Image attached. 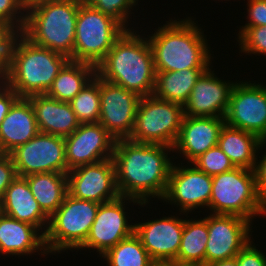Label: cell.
Wrapping results in <instances>:
<instances>
[{
	"label": "cell",
	"mask_w": 266,
	"mask_h": 266,
	"mask_svg": "<svg viewBox=\"0 0 266 266\" xmlns=\"http://www.w3.org/2000/svg\"><path fill=\"white\" fill-rule=\"evenodd\" d=\"M254 173L256 177V188L259 197L266 205V154L260 162H256Z\"/></svg>",
	"instance_id": "cell-41"
},
{
	"label": "cell",
	"mask_w": 266,
	"mask_h": 266,
	"mask_svg": "<svg viewBox=\"0 0 266 266\" xmlns=\"http://www.w3.org/2000/svg\"><path fill=\"white\" fill-rule=\"evenodd\" d=\"M234 84L215 77L208 68L194 85L184 105V115L225 118Z\"/></svg>",
	"instance_id": "cell-19"
},
{
	"label": "cell",
	"mask_w": 266,
	"mask_h": 266,
	"mask_svg": "<svg viewBox=\"0 0 266 266\" xmlns=\"http://www.w3.org/2000/svg\"><path fill=\"white\" fill-rule=\"evenodd\" d=\"M26 5L31 1V0H22Z\"/></svg>",
	"instance_id": "cell-46"
},
{
	"label": "cell",
	"mask_w": 266,
	"mask_h": 266,
	"mask_svg": "<svg viewBox=\"0 0 266 266\" xmlns=\"http://www.w3.org/2000/svg\"><path fill=\"white\" fill-rule=\"evenodd\" d=\"M205 266H238L236 256L233 258L225 259V260H219L214 261L209 264H206Z\"/></svg>",
	"instance_id": "cell-42"
},
{
	"label": "cell",
	"mask_w": 266,
	"mask_h": 266,
	"mask_svg": "<svg viewBox=\"0 0 266 266\" xmlns=\"http://www.w3.org/2000/svg\"><path fill=\"white\" fill-rule=\"evenodd\" d=\"M68 61L66 56L35 45L19 32L12 45L10 69L4 83L19 97L46 94Z\"/></svg>",
	"instance_id": "cell-4"
},
{
	"label": "cell",
	"mask_w": 266,
	"mask_h": 266,
	"mask_svg": "<svg viewBox=\"0 0 266 266\" xmlns=\"http://www.w3.org/2000/svg\"><path fill=\"white\" fill-rule=\"evenodd\" d=\"M225 123L266 140V86L236 82L230 94Z\"/></svg>",
	"instance_id": "cell-11"
},
{
	"label": "cell",
	"mask_w": 266,
	"mask_h": 266,
	"mask_svg": "<svg viewBox=\"0 0 266 266\" xmlns=\"http://www.w3.org/2000/svg\"><path fill=\"white\" fill-rule=\"evenodd\" d=\"M241 51L245 53L266 54V25L242 27L239 31Z\"/></svg>",
	"instance_id": "cell-34"
},
{
	"label": "cell",
	"mask_w": 266,
	"mask_h": 266,
	"mask_svg": "<svg viewBox=\"0 0 266 266\" xmlns=\"http://www.w3.org/2000/svg\"><path fill=\"white\" fill-rule=\"evenodd\" d=\"M123 200H132L133 203L143 205L134 198L123 196L99 204L90 233L79 249H97V252L104 255L110 248L134 233L135 225H129L127 222Z\"/></svg>",
	"instance_id": "cell-16"
},
{
	"label": "cell",
	"mask_w": 266,
	"mask_h": 266,
	"mask_svg": "<svg viewBox=\"0 0 266 266\" xmlns=\"http://www.w3.org/2000/svg\"><path fill=\"white\" fill-rule=\"evenodd\" d=\"M10 156L17 176L34 173L68 172L63 137L39 132L25 144L17 146Z\"/></svg>",
	"instance_id": "cell-10"
},
{
	"label": "cell",
	"mask_w": 266,
	"mask_h": 266,
	"mask_svg": "<svg viewBox=\"0 0 266 266\" xmlns=\"http://www.w3.org/2000/svg\"><path fill=\"white\" fill-rule=\"evenodd\" d=\"M68 171L113 157L115 139L103 125L80 123L79 127L64 138Z\"/></svg>",
	"instance_id": "cell-15"
},
{
	"label": "cell",
	"mask_w": 266,
	"mask_h": 266,
	"mask_svg": "<svg viewBox=\"0 0 266 266\" xmlns=\"http://www.w3.org/2000/svg\"><path fill=\"white\" fill-rule=\"evenodd\" d=\"M124 31L125 29L116 20L80 3L73 55L69 60L96 67Z\"/></svg>",
	"instance_id": "cell-8"
},
{
	"label": "cell",
	"mask_w": 266,
	"mask_h": 266,
	"mask_svg": "<svg viewBox=\"0 0 266 266\" xmlns=\"http://www.w3.org/2000/svg\"><path fill=\"white\" fill-rule=\"evenodd\" d=\"M16 177L17 173L12 157L10 154L0 153V200Z\"/></svg>",
	"instance_id": "cell-37"
},
{
	"label": "cell",
	"mask_w": 266,
	"mask_h": 266,
	"mask_svg": "<svg viewBox=\"0 0 266 266\" xmlns=\"http://www.w3.org/2000/svg\"><path fill=\"white\" fill-rule=\"evenodd\" d=\"M209 208L213 214L236 215L249 221L255 215L266 214V205L256 188L254 170L235 167L212 176Z\"/></svg>",
	"instance_id": "cell-6"
},
{
	"label": "cell",
	"mask_w": 266,
	"mask_h": 266,
	"mask_svg": "<svg viewBox=\"0 0 266 266\" xmlns=\"http://www.w3.org/2000/svg\"><path fill=\"white\" fill-rule=\"evenodd\" d=\"M80 3V0H75L26 6L27 15L21 33L35 45L70 59Z\"/></svg>",
	"instance_id": "cell-5"
},
{
	"label": "cell",
	"mask_w": 266,
	"mask_h": 266,
	"mask_svg": "<svg viewBox=\"0 0 266 266\" xmlns=\"http://www.w3.org/2000/svg\"><path fill=\"white\" fill-rule=\"evenodd\" d=\"M0 212L39 230L45 223L49 224V217L40 208L26 178L22 176H17L7 187L0 200Z\"/></svg>",
	"instance_id": "cell-23"
},
{
	"label": "cell",
	"mask_w": 266,
	"mask_h": 266,
	"mask_svg": "<svg viewBox=\"0 0 266 266\" xmlns=\"http://www.w3.org/2000/svg\"><path fill=\"white\" fill-rule=\"evenodd\" d=\"M14 28L11 25L0 22V80H2V83L8 77L12 45L17 37L16 34H19L18 30Z\"/></svg>",
	"instance_id": "cell-35"
},
{
	"label": "cell",
	"mask_w": 266,
	"mask_h": 266,
	"mask_svg": "<svg viewBox=\"0 0 266 266\" xmlns=\"http://www.w3.org/2000/svg\"><path fill=\"white\" fill-rule=\"evenodd\" d=\"M266 140L226 123L221 129L218 146L228 156L235 167L254 170L256 150L265 146Z\"/></svg>",
	"instance_id": "cell-25"
},
{
	"label": "cell",
	"mask_w": 266,
	"mask_h": 266,
	"mask_svg": "<svg viewBox=\"0 0 266 266\" xmlns=\"http://www.w3.org/2000/svg\"><path fill=\"white\" fill-rule=\"evenodd\" d=\"M33 107L39 131L60 137L71 135L80 125L70 103L47 94L27 97Z\"/></svg>",
	"instance_id": "cell-21"
},
{
	"label": "cell",
	"mask_w": 266,
	"mask_h": 266,
	"mask_svg": "<svg viewBox=\"0 0 266 266\" xmlns=\"http://www.w3.org/2000/svg\"><path fill=\"white\" fill-rule=\"evenodd\" d=\"M168 149L173 148L129 139L116 140L112 158L120 196L134 198L144 205L151 195L162 199L173 166L165 153Z\"/></svg>",
	"instance_id": "cell-1"
},
{
	"label": "cell",
	"mask_w": 266,
	"mask_h": 266,
	"mask_svg": "<svg viewBox=\"0 0 266 266\" xmlns=\"http://www.w3.org/2000/svg\"><path fill=\"white\" fill-rule=\"evenodd\" d=\"M137 0H80V2L87 7L95 8L101 11L104 15L116 20L125 30V24L129 16L130 8Z\"/></svg>",
	"instance_id": "cell-33"
},
{
	"label": "cell",
	"mask_w": 266,
	"mask_h": 266,
	"mask_svg": "<svg viewBox=\"0 0 266 266\" xmlns=\"http://www.w3.org/2000/svg\"><path fill=\"white\" fill-rule=\"evenodd\" d=\"M169 266H192V265H183V264H177L174 262L169 263Z\"/></svg>",
	"instance_id": "cell-45"
},
{
	"label": "cell",
	"mask_w": 266,
	"mask_h": 266,
	"mask_svg": "<svg viewBox=\"0 0 266 266\" xmlns=\"http://www.w3.org/2000/svg\"><path fill=\"white\" fill-rule=\"evenodd\" d=\"M95 74L94 65L69 60L59 71L46 94L56 100L69 103Z\"/></svg>",
	"instance_id": "cell-28"
},
{
	"label": "cell",
	"mask_w": 266,
	"mask_h": 266,
	"mask_svg": "<svg viewBox=\"0 0 266 266\" xmlns=\"http://www.w3.org/2000/svg\"><path fill=\"white\" fill-rule=\"evenodd\" d=\"M30 100L19 97L0 125V153L9 154L39 133Z\"/></svg>",
	"instance_id": "cell-22"
},
{
	"label": "cell",
	"mask_w": 266,
	"mask_h": 266,
	"mask_svg": "<svg viewBox=\"0 0 266 266\" xmlns=\"http://www.w3.org/2000/svg\"><path fill=\"white\" fill-rule=\"evenodd\" d=\"M38 231L37 227L0 212V253L19 256L44 249L42 253L47 254L45 235Z\"/></svg>",
	"instance_id": "cell-24"
},
{
	"label": "cell",
	"mask_w": 266,
	"mask_h": 266,
	"mask_svg": "<svg viewBox=\"0 0 266 266\" xmlns=\"http://www.w3.org/2000/svg\"><path fill=\"white\" fill-rule=\"evenodd\" d=\"M125 30L107 56L96 66V74L111 83L143 96L152 95L156 70L148 38Z\"/></svg>",
	"instance_id": "cell-2"
},
{
	"label": "cell",
	"mask_w": 266,
	"mask_h": 266,
	"mask_svg": "<svg viewBox=\"0 0 266 266\" xmlns=\"http://www.w3.org/2000/svg\"><path fill=\"white\" fill-rule=\"evenodd\" d=\"M102 257L109 266H152L155 263L135 233L110 248Z\"/></svg>",
	"instance_id": "cell-30"
},
{
	"label": "cell",
	"mask_w": 266,
	"mask_h": 266,
	"mask_svg": "<svg viewBox=\"0 0 266 266\" xmlns=\"http://www.w3.org/2000/svg\"><path fill=\"white\" fill-rule=\"evenodd\" d=\"M99 203L82 200L69 193L60 207L49 217L46 225L45 246L47 252L77 248L85 243L95 220Z\"/></svg>",
	"instance_id": "cell-7"
},
{
	"label": "cell",
	"mask_w": 266,
	"mask_h": 266,
	"mask_svg": "<svg viewBox=\"0 0 266 266\" xmlns=\"http://www.w3.org/2000/svg\"><path fill=\"white\" fill-rule=\"evenodd\" d=\"M208 68H192L179 71L156 72L152 95L158 99L171 101L184 106L191 91Z\"/></svg>",
	"instance_id": "cell-26"
},
{
	"label": "cell",
	"mask_w": 266,
	"mask_h": 266,
	"mask_svg": "<svg viewBox=\"0 0 266 266\" xmlns=\"http://www.w3.org/2000/svg\"><path fill=\"white\" fill-rule=\"evenodd\" d=\"M225 124L221 117H193L185 115L179 136L173 147L193 162L201 154L218 145L219 135Z\"/></svg>",
	"instance_id": "cell-20"
},
{
	"label": "cell",
	"mask_w": 266,
	"mask_h": 266,
	"mask_svg": "<svg viewBox=\"0 0 266 266\" xmlns=\"http://www.w3.org/2000/svg\"><path fill=\"white\" fill-rule=\"evenodd\" d=\"M183 229L184 220L171 216L135 224L134 233L154 262L175 263Z\"/></svg>",
	"instance_id": "cell-18"
},
{
	"label": "cell",
	"mask_w": 266,
	"mask_h": 266,
	"mask_svg": "<svg viewBox=\"0 0 266 266\" xmlns=\"http://www.w3.org/2000/svg\"><path fill=\"white\" fill-rule=\"evenodd\" d=\"M21 10H23L24 12L26 11V4L22 0H0V22L15 27V29L20 31L21 33L26 18V14L22 16L24 12L22 13ZM16 14L21 15L17 16ZM16 16L20 18H17ZM14 23L17 25V27Z\"/></svg>",
	"instance_id": "cell-36"
},
{
	"label": "cell",
	"mask_w": 266,
	"mask_h": 266,
	"mask_svg": "<svg viewBox=\"0 0 266 266\" xmlns=\"http://www.w3.org/2000/svg\"><path fill=\"white\" fill-rule=\"evenodd\" d=\"M192 163L198 170L210 176L224 173L235 168L231 160L218 145L201 154Z\"/></svg>",
	"instance_id": "cell-32"
},
{
	"label": "cell",
	"mask_w": 266,
	"mask_h": 266,
	"mask_svg": "<svg viewBox=\"0 0 266 266\" xmlns=\"http://www.w3.org/2000/svg\"><path fill=\"white\" fill-rule=\"evenodd\" d=\"M212 193V176L193 167L172 166L167 190L162 199L180 206L181 212H189L200 206H208Z\"/></svg>",
	"instance_id": "cell-17"
},
{
	"label": "cell",
	"mask_w": 266,
	"mask_h": 266,
	"mask_svg": "<svg viewBox=\"0 0 266 266\" xmlns=\"http://www.w3.org/2000/svg\"><path fill=\"white\" fill-rule=\"evenodd\" d=\"M141 96L100 78L99 123L115 139H129Z\"/></svg>",
	"instance_id": "cell-12"
},
{
	"label": "cell",
	"mask_w": 266,
	"mask_h": 266,
	"mask_svg": "<svg viewBox=\"0 0 266 266\" xmlns=\"http://www.w3.org/2000/svg\"><path fill=\"white\" fill-rule=\"evenodd\" d=\"M63 1H75V0H31L26 6H37L47 3L63 2Z\"/></svg>",
	"instance_id": "cell-43"
},
{
	"label": "cell",
	"mask_w": 266,
	"mask_h": 266,
	"mask_svg": "<svg viewBox=\"0 0 266 266\" xmlns=\"http://www.w3.org/2000/svg\"><path fill=\"white\" fill-rule=\"evenodd\" d=\"M250 241L236 256L238 266H266L264 253L258 251Z\"/></svg>",
	"instance_id": "cell-38"
},
{
	"label": "cell",
	"mask_w": 266,
	"mask_h": 266,
	"mask_svg": "<svg viewBox=\"0 0 266 266\" xmlns=\"http://www.w3.org/2000/svg\"><path fill=\"white\" fill-rule=\"evenodd\" d=\"M80 123H97L101 111L100 77L95 76L69 102Z\"/></svg>",
	"instance_id": "cell-31"
},
{
	"label": "cell",
	"mask_w": 266,
	"mask_h": 266,
	"mask_svg": "<svg viewBox=\"0 0 266 266\" xmlns=\"http://www.w3.org/2000/svg\"><path fill=\"white\" fill-rule=\"evenodd\" d=\"M0 86V125L19 95L5 83Z\"/></svg>",
	"instance_id": "cell-40"
},
{
	"label": "cell",
	"mask_w": 266,
	"mask_h": 266,
	"mask_svg": "<svg viewBox=\"0 0 266 266\" xmlns=\"http://www.w3.org/2000/svg\"><path fill=\"white\" fill-rule=\"evenodd\" d=\"M184 106L143 96L138 104L135 125L129 140L174 147L184 118Z\"/></svg>",
	"instance_id": "cell-9"
},
{
	"label": "cell",
	"mask_w": 266,
	"mask_h": 266,
	"mask_svg": "<svg viewBox=\"0 0 266 266\" xmlns=\"http://www.w3.org/2000/svg\"><path fill=\"white\" fill-rule=\"evenodd\" d=\"M67 179L68 193L75 198L102 204L120 197L113 158L76 167Z\"/></svg>",
	"instance_id": "cell-13"
},
{
	"label": "cell",
	"mask_w": 266,
	"mask_h": 266,
	"mask_svg": "<svg viewBox=\"0 0 266 266\" xmlns=\"http://www.w3.org/2000/svg\"><path fill=\"white\" fill-rule=\"evenodd\" d=\"M208 241L207 217L184 220L181 244L175 263L192 266L206 265V243Z\"/></svg>",
	"instance_id": "cell-29"
},
{
	"label": "cell",
	"mask_w": 266,
	"mask_h": 266,
	"mask_svg": "<svg viewBox=\"0 0 266 266\" xmlns=\"http://www.w3.org/2000/svg\"><path fill=\"white\" fill-rule=\"evenodd\" d=\"M152 266H169V263L155 262Z\"/></svg>",
	"instance_id": "cell-44"
},
{
	"label": "cell",
	"mask_w": 266,
	"mask_h": 266,
	"mask_svg": "<svg viewBox=\"0 0 266 266\" xmlns=\"http://www.w3.org/2000/svg\"><path fill=\"white\" fill-rule=\"evenodd\" d=\"M25 178L40 208L50 217L60 207L68 193L67 174L34 173Z\"/></svg>",
	"instance_id": "cell-27"
},
{
	"label": "cell",
	"mask_w": 266,
	"mask_h": 266,
	"mask_svg": "<svg viewBox=\"0 0 266 266\" xmlns=\"http://www.w3.org/2000/svg\"><path fill=\"white\" fill-rule=\"evenodd\" d=\"M248 24L244 27L266 25V0H248ZM250 22V23H249Z\"/></svg>",
	"instance_id": "cell-39"
},
{
	"label": "cell",
	"mask_w": 266,
	"mask_h": 266,
	"mask_svg": "<svg viewBox=\"0 0 266 266\" xmlns=\"http://www.w3.org/2000/svg\"><path fill=\"white\" fill-rule=\"evenodd\" d=\"M191 19L170 21L148 39L156 72L209 68L206 39Z\"/></svg>",
	"instance_id": "cell-3"
},
{
	"label": "cell",
	"mask_w": 266,
	"mask_h": 266,
	"mask_svg": "<svg viewBox=\"0 0 266 266\" xmlns=\"http://www.w3.org/2000/svg\"><path fill=\"white\" fill-rule=\"evenodd\" d=\"M250 223L251 221L236 215L211 214L208 216L206 264L237 256L251 240Z\"/></svg>",
	"instance_id": "cell-14"
}]
</instances>
